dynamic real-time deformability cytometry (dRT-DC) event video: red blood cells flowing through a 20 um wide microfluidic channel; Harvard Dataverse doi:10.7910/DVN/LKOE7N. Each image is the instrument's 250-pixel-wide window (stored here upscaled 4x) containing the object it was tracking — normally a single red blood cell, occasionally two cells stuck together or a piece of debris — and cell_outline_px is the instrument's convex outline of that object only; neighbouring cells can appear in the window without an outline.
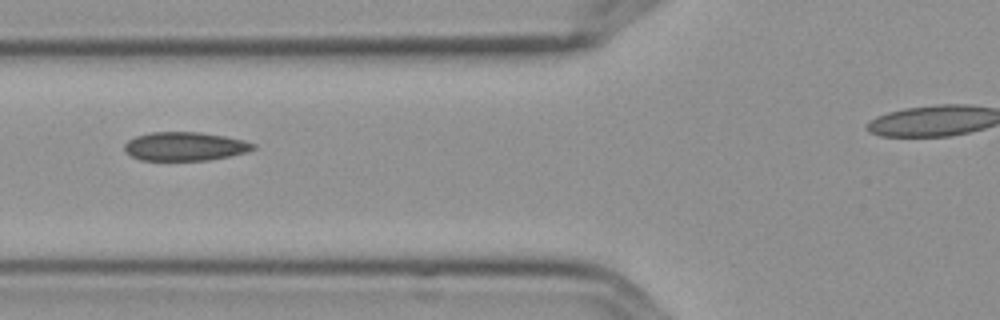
{"species": "Egyptian fruit bat (a non-hibernating species)", "species_latin": "Rousettus aegyptiacus", "temperature_condition": "cold", "stored_images_in_passage": 16, "camera_frame_rate_fps": 3000, "um_per_image_px": 0.085, "frame": {"image": 1, "passage_image": 7, "time_ms": 2.0, "image_size_px": [1000, 320], "cell_outline_px": [[256, 148], [248, 152], [208, 160], [140, 160], [124, 152], [124, 144], [128, 140], [136, 136], [152, 132], [200, 132], [224, 136], [244, 140], [256, 144]], "centroid_in_image_um": [15.72, 12.44], "position_along_channel_um": 110.1, "area_um2": 21.56}}
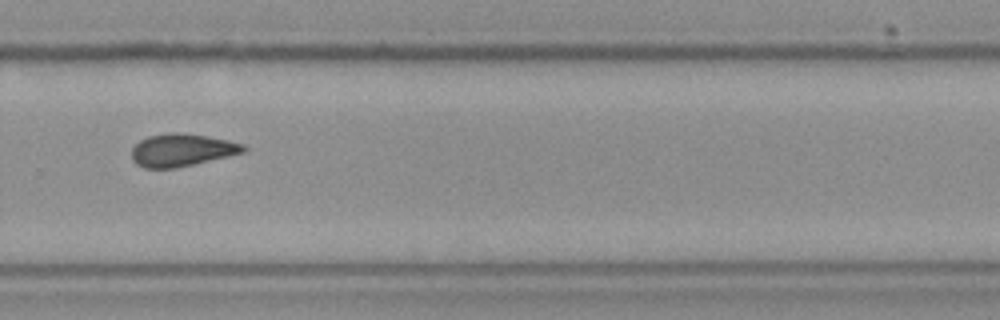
{"frame": {"image": 2, "passage_image": 12, "time_ms": 3.667, "image_size_px": [1000, 320], "cell_outline_px": [[248, 148], [244, 152], [228, 156], [176, 168], [144, 168], [136, 164], [132, 160], [132, 148], [140, 140], [148, 136], [168, 132], [176, 132], [204, 136], [228, 140], [244, 144]], "centroid_in_image_um": [15.44, 12.76], "position_along_channel_um": 314.4, "area_um2": 21.15}}